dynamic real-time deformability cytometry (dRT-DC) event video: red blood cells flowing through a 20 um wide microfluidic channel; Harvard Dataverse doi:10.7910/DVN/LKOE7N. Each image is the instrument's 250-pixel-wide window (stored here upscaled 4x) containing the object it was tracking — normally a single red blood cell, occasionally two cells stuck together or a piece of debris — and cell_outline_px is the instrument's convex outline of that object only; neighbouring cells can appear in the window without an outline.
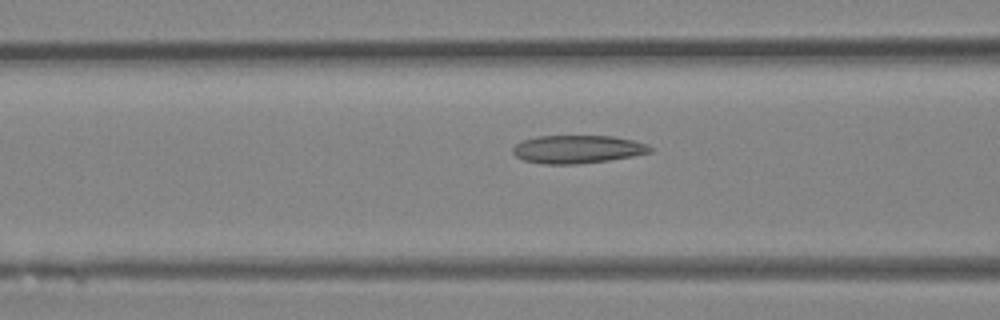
{"species": "Egyptian fruit bat (a non-hibernating species)", "species_latin": "Rousettus aegyptiacus", "temperature_condition": "room temperature", "stored_images_in_passage": 6, "camera_frame_rate_fps": 3000, "um_per_image_px": 0.085, "animal": {"sex": "female"}, "frame": {"image": 1, "passage_image": 6, "time_ms": 6.0, "image_size_px": [1000, 320], "cell_outline_px": [[652, 152], [632, 156], [608, 160], [576, 164], [544, 164], [524, 160], [516, 156], [512, 152], [512, 148], [516, 144], [524, 140], [536, 136], [612, 136], [632, 140], [648, 144], [652, 148]], "centroid_in_image_um": [49.08, 12.68], "position_along_channel_um": 117.5, "area_um2": 22.37}}